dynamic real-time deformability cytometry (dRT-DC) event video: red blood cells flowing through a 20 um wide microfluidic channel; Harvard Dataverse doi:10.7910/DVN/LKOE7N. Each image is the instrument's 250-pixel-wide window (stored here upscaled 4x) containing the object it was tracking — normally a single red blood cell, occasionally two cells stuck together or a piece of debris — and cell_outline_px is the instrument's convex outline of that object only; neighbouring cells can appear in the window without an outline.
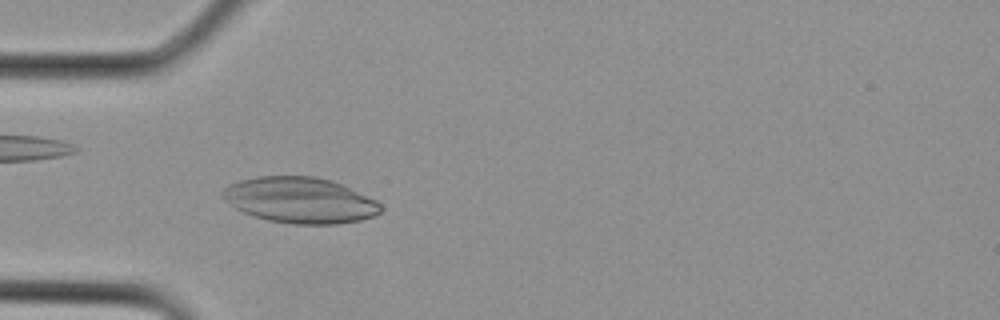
{"species": "Egyptian fruit bat (a non-hibernating species)", "species_latin": "Rousettus aegyptiacus", "temperature_condition": "cold", "stored_images_in_passage": 8, "camera_frame_rate_fps": 3000, "um_per_image_px": 0.085, "animal": {"sex": "female"}, "frame": {"image": 1, "passage_image": 8, "time_ms": 2.333, "image_size_px": [1000, 320], "cell_outline_px": [[384, 208], [380, 212], [372, 216], [360, 220], [336, 224], [292, 224], [268, 220], [244, 212], [236, 208], [220, 192], [228, 184], [240, 180], [256, 176], [312, 176], [332, 180], [376, 200]], "centroid_in_image_um": [25.51, 17.01], "position_along_channel_um": 59.5, "area_um2": 41.91}}